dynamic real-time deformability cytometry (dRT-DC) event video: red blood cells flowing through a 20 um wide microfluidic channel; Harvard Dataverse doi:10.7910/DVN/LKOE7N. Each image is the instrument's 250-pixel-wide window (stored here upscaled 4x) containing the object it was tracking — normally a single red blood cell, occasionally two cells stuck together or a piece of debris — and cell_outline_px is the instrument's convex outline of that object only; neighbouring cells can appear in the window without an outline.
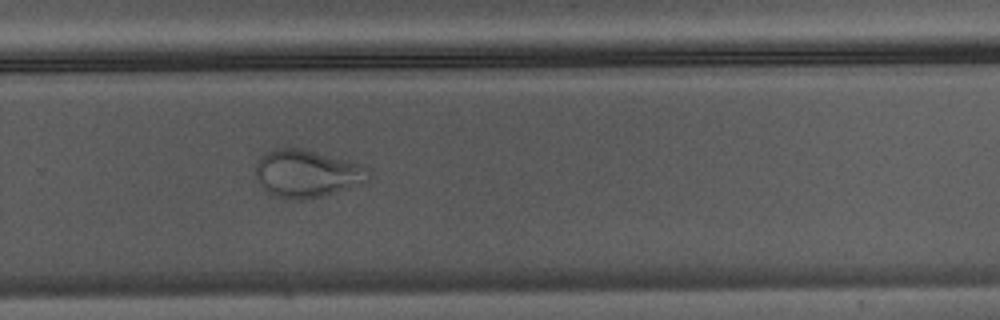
{"species": "Egyptian fruit bat (a non-hibernating species)", "species_latin": "Rousettus aegyptiacus", "temperature_condition": "warm", "stored_images_in_passage": 33, "camera_frame_rate_fps": 3000, "um_per_image_px": 0.085, "animal": {"sex": "male"}, "frame": {"image": 1, "passage_image": 19, "time_ms": 6.0, "image_size_px": [1000, 320], "cell_outline_px": [[372, 176], [368, 184], [320, 196], [300, 200], [276, 196], [260, 188], [256, 176], [256, 164], [264, 152], [272, 148], [300, 148], [360, 164], [368, 168]], "centroid_in_image_um": [26.11, 14.76], "position_along_channel_um": 303.7, "area_um2": 31.56}}